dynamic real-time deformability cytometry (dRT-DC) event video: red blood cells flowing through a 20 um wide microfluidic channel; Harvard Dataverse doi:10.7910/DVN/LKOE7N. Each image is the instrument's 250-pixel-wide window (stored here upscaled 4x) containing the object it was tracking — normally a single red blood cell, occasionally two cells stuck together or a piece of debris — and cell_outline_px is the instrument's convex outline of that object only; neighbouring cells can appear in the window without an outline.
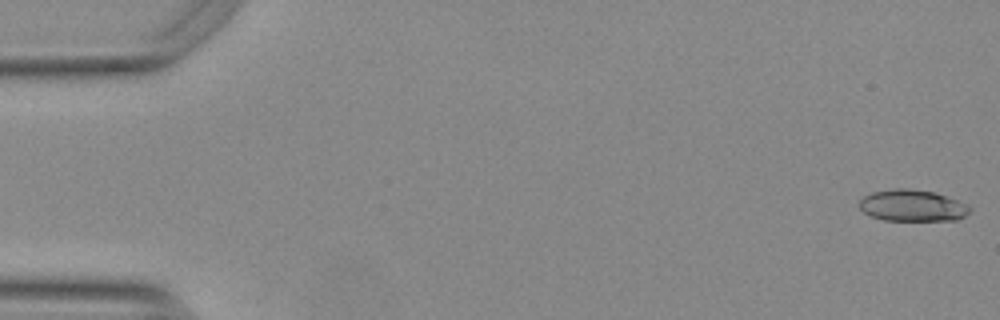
{"species": "Egyptian fruit bat (a non-hibernating species)", "species_latin": "Rousettus aegyptiacus", "temperature_condition": "warm", "stored_images_in_passage": 36, "camera_frame_rate_fps": 3000, "um_per_image_px": 0.085, "animal": {"sex": "female"}, "frame": {"image": 1, "passage_image": 1, "time_ms": 0.0, "image_size_px": [1000, 320], "cell_outline_px": [[972, 208], [964, 216], [956, 220], [884, 220], [872, 216], [864, 212], [856, 204], [864, 196], [872, 192], [896, 188], [908, 188], [932, 192], [968, 204]], "centroid_in_image_um": [77.52, 17.47], "position_along_channel_um": 7.5, "area_um2": 20.17}}
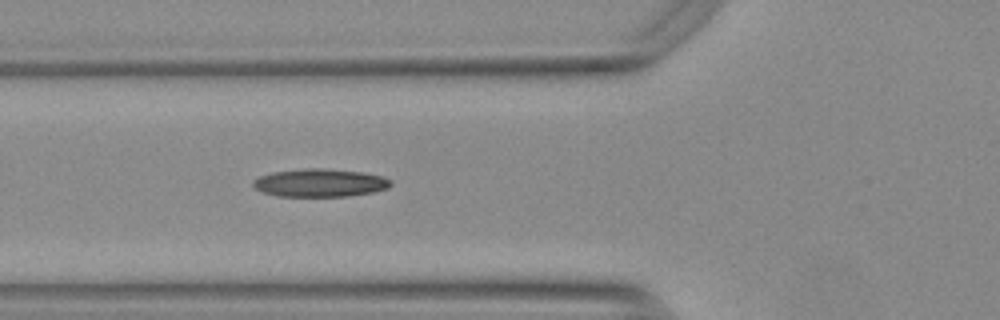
{"frame": {"image": 2, "passage_image": 20, "time_ms": 6.333, "image_size_px": [1000, 320], "cell_outline_px": [[392, 184], [388, 188], [372, 192], [348, 196], [276, 196], [264, 192], [256, 188], [252, 184], [252, 180], [260, 176], [272, 172], [304, 168], [324, 168], [364, 172], [380, 176], [392, 180]], "centroid_in_image_um": [27.2, 15.53], "position_along_channel_um": 98.6, "area_um2": 22.48}}
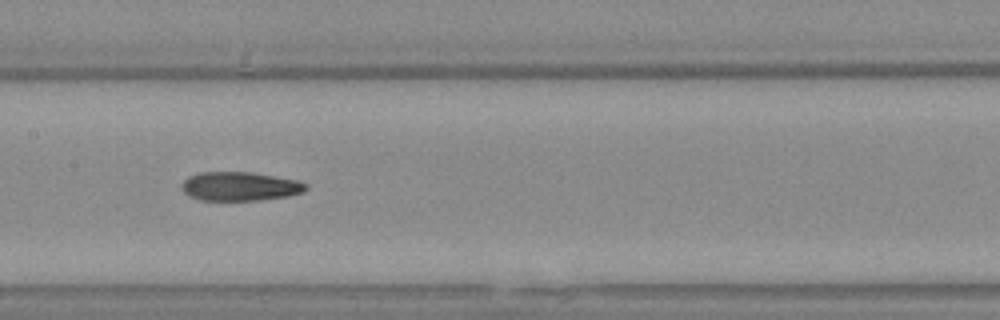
{"frame": {"image": 3, "passage_image": 27, "time_ms": 8.667, "image_size_px": [1000, 320], "cell_outline_px": [[308, 188], [304, 192], [288, 196], [260, 200], [200, 200], [188, 196], [180, 188], [180, 184], [188, 176], [200, 172], [252, 172], [300, 180], [308, 184]], "centroid_in_image_um": [20.4, 15.83], "position_along_channel_um": 187.0, "area_um2": 21.27}}